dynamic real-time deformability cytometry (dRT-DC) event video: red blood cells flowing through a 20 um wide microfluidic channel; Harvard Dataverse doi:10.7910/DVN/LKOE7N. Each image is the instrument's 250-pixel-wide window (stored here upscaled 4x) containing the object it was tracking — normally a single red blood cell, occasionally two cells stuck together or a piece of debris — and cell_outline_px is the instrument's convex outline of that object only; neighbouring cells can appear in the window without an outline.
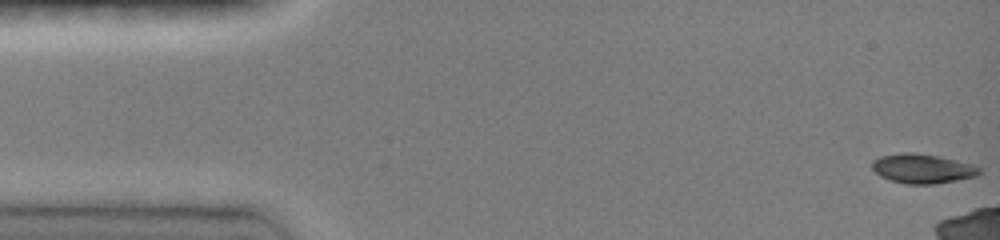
{"species": "common noctule bat (a hibernating species)", "species_latin": "Nyctalus noctula", "temperature_condition": "room temperature", "stored_images_in_passage": 13, "camera_frame_rate_fps": 3000, "um_per_image_px": 0.085, "animal": {"sex": "female", "body_mass_g": 19.0, "forearm_length_mm": 51.5}, "frame": {"image": 1, "passage_image": 1, "time_ms": 0.0, "image_size_px": [1000, 240], "cell_outline_px": [[980, 172], [976, 176], [936, 184], [904, 184], [888, 180], [880, 176], [872, 168], [872, 160], [880, 156], [904, 152], [912, 152], [940, 156], [972, 164], [980, 168]], "centroid_in_image_um": [78.38, 14.33], "position_along_channel_um": 6.6, "area_um2": 18.5}}